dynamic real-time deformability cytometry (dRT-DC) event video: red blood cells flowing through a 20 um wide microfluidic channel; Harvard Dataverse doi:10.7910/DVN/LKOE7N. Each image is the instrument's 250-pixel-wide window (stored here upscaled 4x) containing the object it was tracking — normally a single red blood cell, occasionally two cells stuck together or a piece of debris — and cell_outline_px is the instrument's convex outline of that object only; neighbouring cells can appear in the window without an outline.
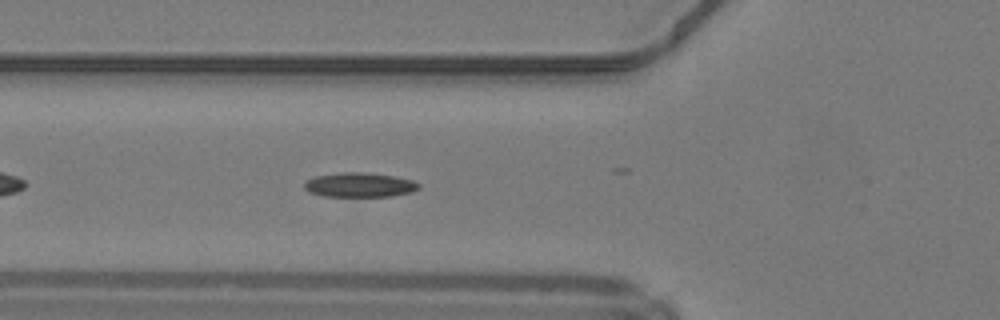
{"species": "common noctule bat (a hibernating species)", "species_latin": "Nyctalus noctula", "temperature_condition": "warm", "stored_images_in_passage": 51, "segment_of_instrument_passage": [2, 2], "camera_frame_rate_fps": 3000, "um_per_image_px": 0.085, "animal": {"sex": "male", "body_mass_g": 19.2, "forearm_length_mm": 51.8}, "frame": {"image": 1, "passage_image": 19, "time_ms": 6.0, "image_size_px": [1000, 320], "cell_outline_px": [[420, 188], [412, 192], [392, 196], [324, 196], [308, 192], [304, 188], [304, 180], [316, 176], [340, 172], [360, 172], [392, 176], [412, 180], [420, 184]], "centroid_in_image_um": [30.53, 15.72], "position_along_channel_um": 95.3, "area_um2": 16.3}}
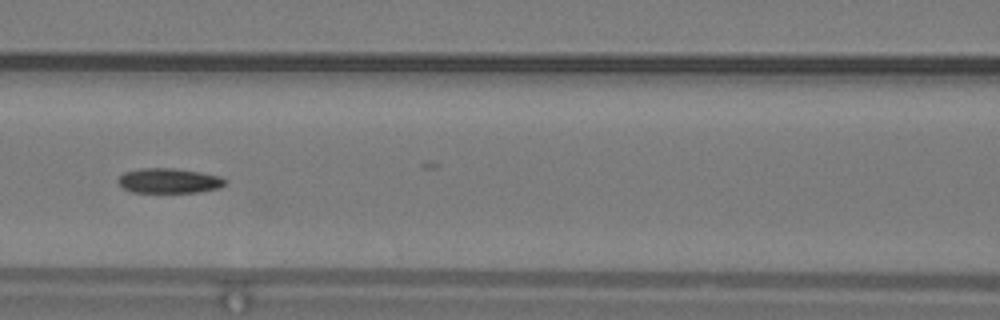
{"frame": {"image": 2, "passage_image": 23, "time_ms": 7.333, "image_size_px": [1000, 320], "cell_outline_px": [[224, 184], [220, 188], [200, 192], [132, 192], [124, 188], [116, 180], [124, 172], [140, 168], [176, 168], [200, 172], [220, 176], [224, 180]], "centroid_in_image_um": [14.35, 15.35], "position_along_channel_um": 152.3, "area_um2": 15.49}}